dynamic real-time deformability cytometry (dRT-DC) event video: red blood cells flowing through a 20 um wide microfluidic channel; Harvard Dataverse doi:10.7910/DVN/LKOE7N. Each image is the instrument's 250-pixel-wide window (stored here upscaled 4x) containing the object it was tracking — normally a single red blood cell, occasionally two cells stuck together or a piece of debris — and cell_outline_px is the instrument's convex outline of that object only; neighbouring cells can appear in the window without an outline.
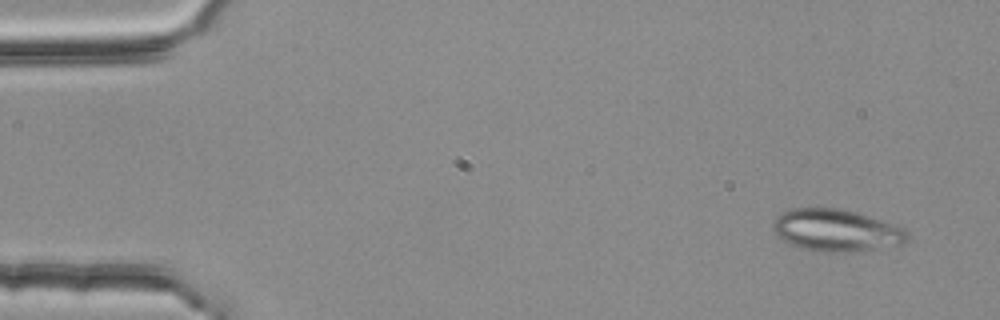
{"species": "common noctule bat (a hibernating species)", "species_latin": "Nyctalus noctula", "temperature_condition": "room temperature", "stored_images_in_passage": 49, "camera_frame_rate_fps": 3000, "um_per_image_px": 0.085, "animal": {"sex": "female", "body_mass_g": 25.1}, "frame": {"image": 1, "passage_image": 3, "time_ms": 0.667, "image_size_px": [1000, 320], "cell_outline_px": [[908, 240], [904, 244], [848, 252], [820, 252], [804, 248], [792, 244], [776, 236], [772, 228], [772, 224], [776, 216], [792, 208], [840, 208], [856, 212], [904, 228], [908, 232]], "centroid_in_image_um": [71.07, 19.57], "position_along_channel_um": 13.9, "area_um2": 32.77}}
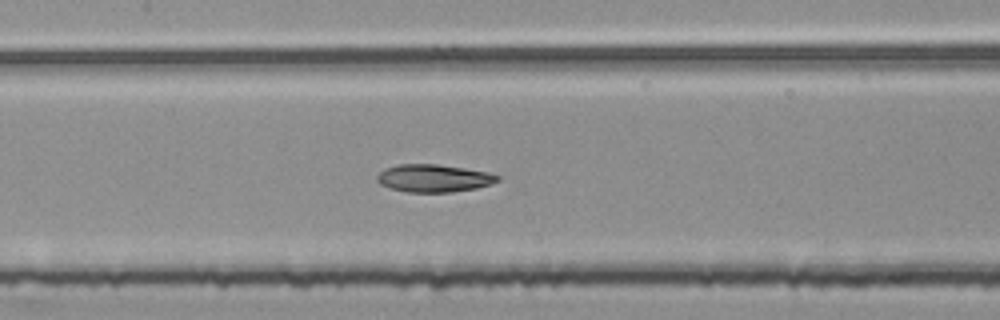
{"frame": {"image": 2, "passage_image": 25, "time_ms": 8.0, "image_size_px": [1000, 320], "cell_outline_px": [[500, 180], [476, 188], [452, 192], [408, 192], [392, 188], [380, 184], [376, 180], [376, 176], [384, 168], [400, 164], [436, 164], [464, 168], [488, 172], [500, 176]], "centroid_in_image_um": [36.85, 15.14], "position_along_channel_um": 170.6, "area_um2": 19.31}}
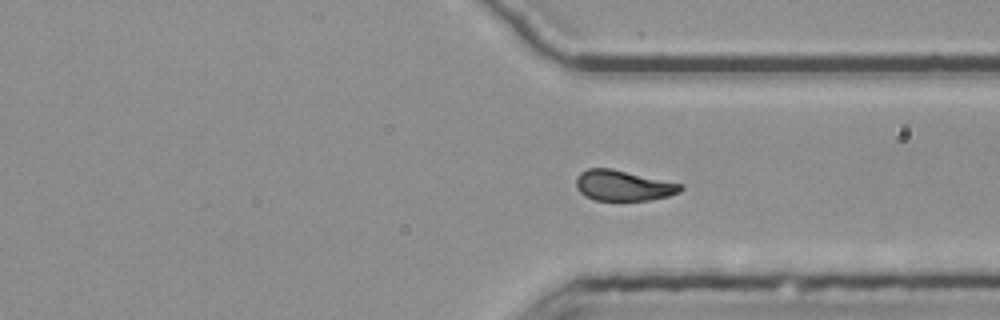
{"frame": {"image": 3, "passage_image": 40, "time_ms": 13.0, "image_size_px": [1000, 320], "cell_outline_px": [[684, 188], [680, 192], [668, 196], [648, 200], [592, 200], [584, 196], [576, 188], [576, 176], [580, 172], [588, 168], [612, 168], [684, 184]], "centroid_in_image_um": [52.97, 15.76], "position_along_channel_um": 358.4, "area_um2": 18.84}}